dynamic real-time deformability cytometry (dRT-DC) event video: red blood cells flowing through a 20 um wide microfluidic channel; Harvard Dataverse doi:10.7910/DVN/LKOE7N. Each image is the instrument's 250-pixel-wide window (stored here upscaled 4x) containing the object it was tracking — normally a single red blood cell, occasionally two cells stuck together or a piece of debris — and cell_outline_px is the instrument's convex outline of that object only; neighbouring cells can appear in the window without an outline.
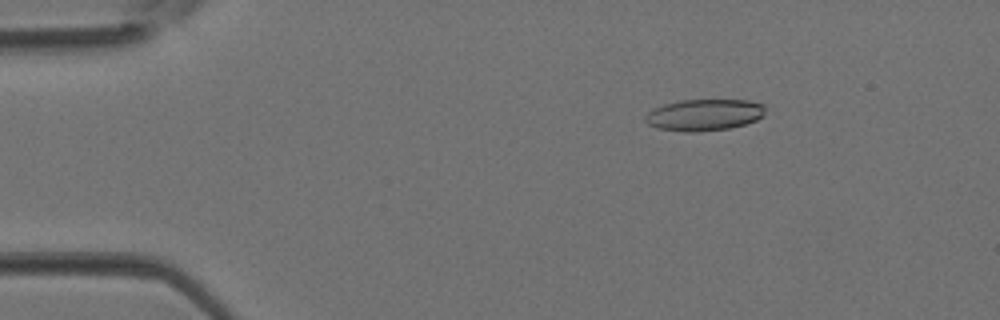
{"species": "Egyptian fruit bat (a non-hibernating species)", "species_latin": "Rousettus aegyptiacus", "temperature_condition": "room temperature", "stored_images_in_passage": 4, "camera_frame_rate_fps": 3000, "um_per_image_px": 0.085, "animal": {"sex": "female"}, "frame": {"image": 1, "passage_image": 2, "time_ms": 0.333, "image_size_px": [1000, 320], "cell_outline_px": [[764, 116], [756, 120], [744, 124], [728, 128], [696, 132], [684, 132], [660, 128], [648, 124], [644, 120], [644, 116], [652, 108], [664, 104], [680, 100], [748, 100], [764, 104]], "centroid_in_image_um": [59.84, 9.76], "position_along_channel_um": 25.2, "area_um2": 22.08}}
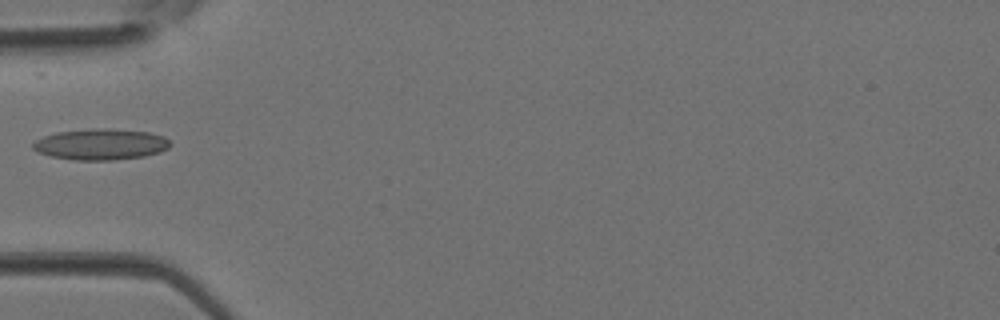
{"frame": {"image": 2, "passage_image": 4, "time_ms": 1.0, "image_size_px": [1000, 320], "cell_outline_px": [[172, 144], [168, 148], [160, 152], [144, 156], [112, 160], [72, 160], [52, 156], [40, 152], [32, 148], [32, 144], [36, 140], [44, 136], [56, 132], [96, 128], [100, 128], [148, 132], [164, 136]], "centroid_in_image_um": [8.57, 12.27], "position_along_channel_um": 76.4, "area_um2": 24.68}}